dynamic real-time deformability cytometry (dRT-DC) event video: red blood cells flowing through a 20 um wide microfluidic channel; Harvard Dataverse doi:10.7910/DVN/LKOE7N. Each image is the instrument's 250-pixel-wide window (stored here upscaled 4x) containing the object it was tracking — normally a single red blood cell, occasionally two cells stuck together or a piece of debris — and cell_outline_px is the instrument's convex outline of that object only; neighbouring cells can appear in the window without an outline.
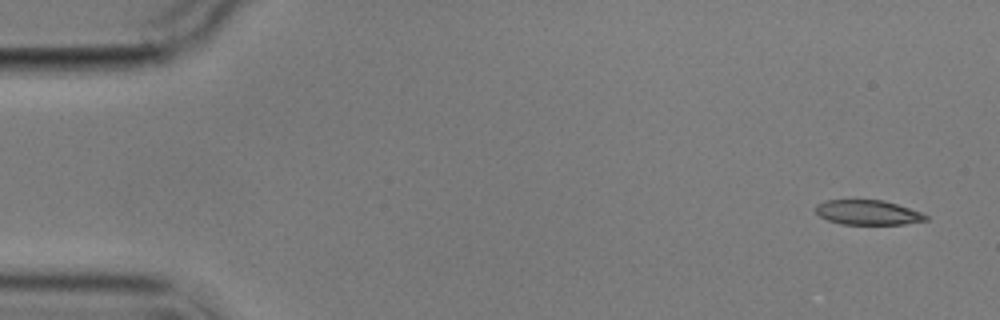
{"species": "common noctule bat (a hibernating species)", "species_latin": "Nyctalus noctula", "temperature_condition": "cold", "stored_images_in_passage": 7, "camera_frame_rate_fps": 3000, "um_per_image_px": 0.085, "animal": {"sex": "male", "body_mass_g": 17.9}, "frame": {"image": 1, "passage_image": 1, "time_ms": 0.0, "image_size_px": [1000, 320], "cell_outline_px": [[928, 220], [904, 224], [840, 224], [828, 220], [820, 216], [816, 212], [816, 204], [824, 200], [884, 200], [920, 212], [928, 216]], "centroid_in_image_um": [73.75, 18.06], "position_along_channel_um": 11.3, "area_um2": 15.78}}
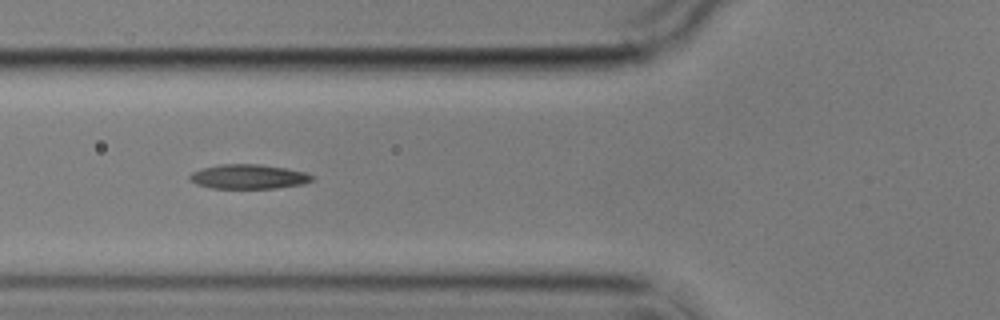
{"frame": {"image": 2, "passage_image": 6, "time_ms": 6.0, "image_size_px": [1000, 320], "cell_outline_px": [[316, 176], [312, 180], [304, 184], [276, 188], [212, 188], [196, 184], [188, 176], [192, 172], [200, 168], [220, 164], [260, 164], [308, 172]], "centroid_in_image_um": [21.16, 15.01], "position_along_channel_um": 104.6, "area_um2": 17.57}}
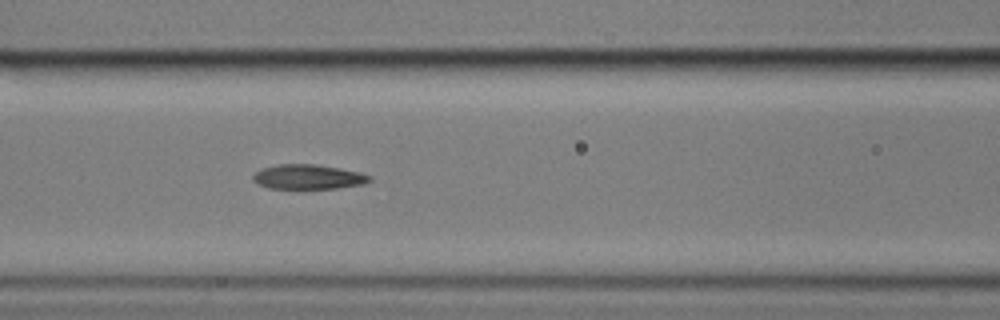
{"frame": {"image": 3, "passage_image": 7, "time_ms": 7.0, "image_size_px": [1000, 320], "cell_outline_px": [[372, 180], [364, 184], [336, 188], [268, 188], [252, 180], [252, 176], [256, 172], [264, 168], [280, 164], [316, 164], [340, 168], [360, 172], [372, 176]], "centroid_in_image_um": [26.24, 15.03], "position_along_channel_um": 140.4, "area_um2": 16.65}}